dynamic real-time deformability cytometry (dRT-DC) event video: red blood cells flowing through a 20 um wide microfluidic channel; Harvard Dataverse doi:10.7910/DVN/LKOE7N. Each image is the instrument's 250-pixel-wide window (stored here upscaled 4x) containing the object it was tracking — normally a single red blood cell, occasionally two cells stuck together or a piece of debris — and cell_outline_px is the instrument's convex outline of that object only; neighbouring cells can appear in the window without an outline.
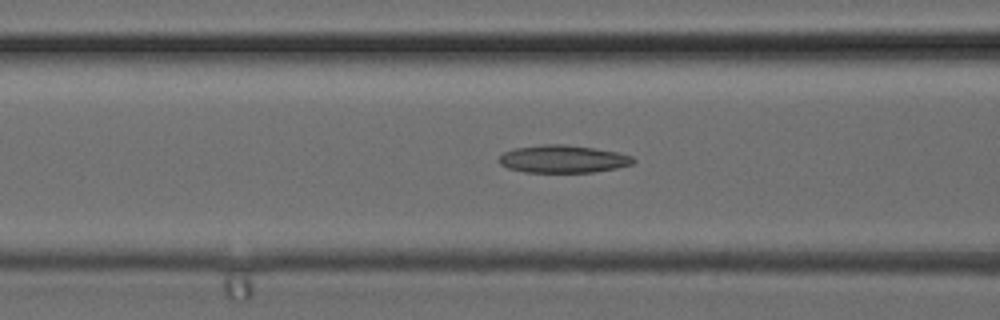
{"species": "common noctule bat (a hibernating species)", "species_latin": "Nyctalus noctula", "temperature_condition": "cold", "stored_images_in_passage": 5, "segment_of_instrument_passage": [2, 2], "camera_frame_rate_fps": 3000, "um_per_image_px": 0.085, "animal": {"sex": "female", "body_mass_g": 24.6, "forearm_length_mm": 56.2}, "frame": {"image": 1, "passage_image": 5, "time_ms": 1.333, "image_size_px": [1000, 320], "cell_outline_px": [[636, 160], [632, 164], [616, 168], [592, 172], [524, 172], [508, 168], [500, 164], [496, 160], [504, 152], [512, 148], [544, 144], [564, 144], [592, 148], [616, 152], [632, 156]], "centroid_in_image_um": [47.8, 13.51], "position_along_channel_um": 118.8, "area_um2": 21.62}}